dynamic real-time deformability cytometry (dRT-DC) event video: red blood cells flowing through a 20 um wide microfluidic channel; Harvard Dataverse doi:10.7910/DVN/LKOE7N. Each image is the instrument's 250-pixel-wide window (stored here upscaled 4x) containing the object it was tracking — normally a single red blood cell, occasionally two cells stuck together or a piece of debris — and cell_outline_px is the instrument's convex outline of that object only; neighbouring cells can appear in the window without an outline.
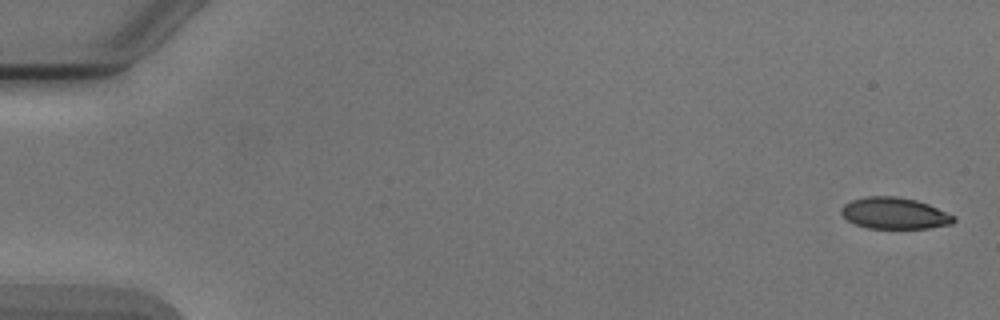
{"species": "Egyptian fruit bat (a non-hibernating species)", "species_latin": "Rousettus aegyptiacus", "temperature_condition": "cold", "stored_images_in_passage": 6, "camera_frame_rate_fps": 3000, "um_per_image_px": 0.085, "animal": {"sex": "male"}, "frame": {"image": 1, "passage_image": 1, "time_ms": 0.0, "image_size_px": [1000, 320], "cell_outline_px": [[956, 220], [952, 224], [928, 228], [868, 228], [856, 224], [848, 220], [840, 212], [840, 208], [844, 204], [852, 200], [864, 196], [896, 196], [916, 200], [928, 204], [956, 216]], "centroid_in_image_um": [76.04, 18.12], "position_along_channel_um": 9.0, "area_um2": 20.63}}
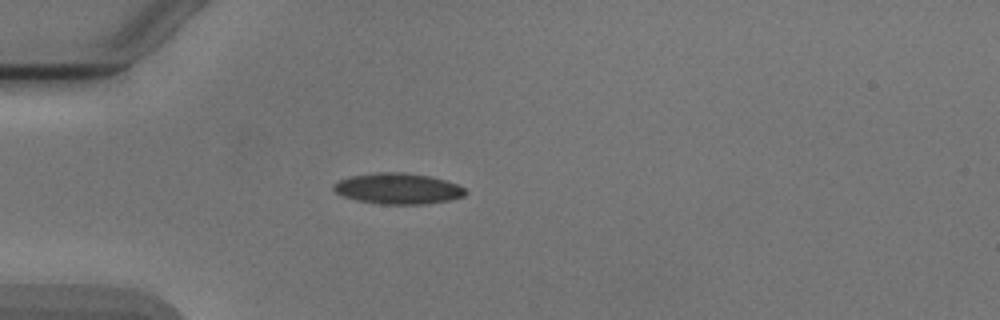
{"frame": {"image": 2, "passage_image": 5, "time_ms": 4.667, "image_size_px": [1000, 320], "cell_outline_px": [[468, 192], [464, 196], [448, 200], [424, 204], [380, 204], [356, 200], [344, 196], [336, 192], [332, 188], [332, 184], [340, 180], [352, 176], [376, 172], [404, 172], [432, 176], [456, 184], [464, 188]], "centroid_in_image_um": [33.83, 16.02], "position_along_channel_um": 51.2, "area_um2": 23.7}}